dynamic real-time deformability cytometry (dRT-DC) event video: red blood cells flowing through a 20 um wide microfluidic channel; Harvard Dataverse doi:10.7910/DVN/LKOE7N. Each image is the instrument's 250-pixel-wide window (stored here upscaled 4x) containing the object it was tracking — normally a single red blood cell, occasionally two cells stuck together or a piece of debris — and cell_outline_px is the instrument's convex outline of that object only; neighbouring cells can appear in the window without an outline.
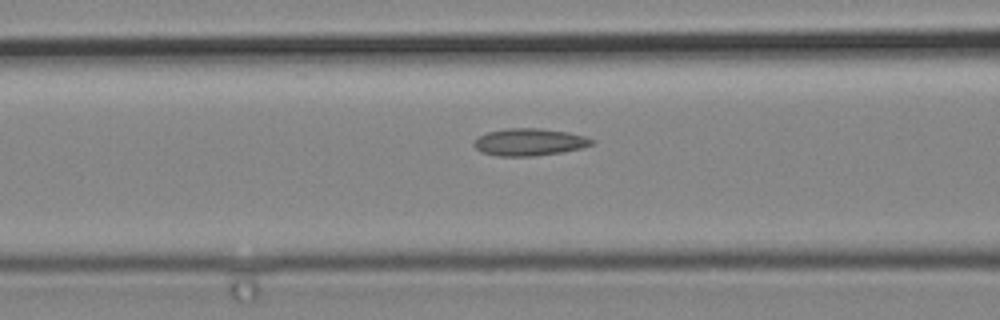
{"species": "common noctule bat (a hibernating species)", "species_latin": "Nyctalus noctula", "temperature_condition": "cold", "stored_images_in_passage": 6, "camera_frame_rate_fps": 3000, "um_per_image_px": 0.085, "animal": {"sex": "male", "body_mass_g": 19.2, "forearm_length_mm": 51.8}, "frame": {"image": 1, "passage_image": 6, "time_ms": 1.667, "image_size_px": [1000, 320], "cell_outline_px": [[596, 140], [592, 144], [580, 148], [560, 152], [536, 156], [496, 156], [480, 152], [472, 144], [472, 140], [488, 132], [508, 128], [540, 128], [568, 132], [584, 136]], "centroid_in_image_um": [44.95, 12.08], "position_along_channel_um": 121.6, "area_um2": 18.73}}